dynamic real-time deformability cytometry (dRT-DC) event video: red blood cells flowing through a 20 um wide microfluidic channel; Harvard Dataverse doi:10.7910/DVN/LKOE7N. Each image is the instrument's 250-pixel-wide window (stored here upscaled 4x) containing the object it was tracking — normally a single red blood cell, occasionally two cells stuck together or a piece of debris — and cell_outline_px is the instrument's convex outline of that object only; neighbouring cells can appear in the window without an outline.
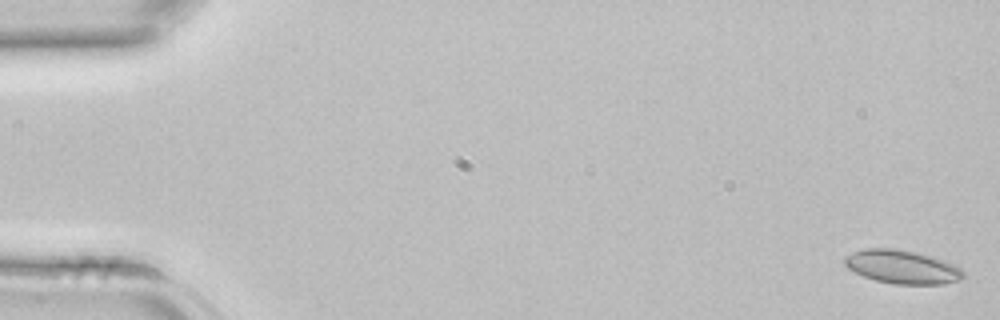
{"species": "common noctule bat (a hibernating species)", "species_latin": "Nyctalus noctula", "temperature_condition": "room temperature", "stored_images_in_passage": 44, "camera_frame_rate_fps": 3000, "um_per_image_px": 0.085, "animal": {"sex": "female", "body_mass_g": 22.7, "forearm_length_mm": 54.2}, "frame": {"image": 1, "passage_image": 1, "time_ms": 0.0, "image_size_px": [1000, 320], "cell_outline_px": [[964, 276], [960, 280], [944, 284], [892, 284], [876, 280], [864, 276], [848, 268], [844, 264], [844, 256], [852, 252], [864, 248], [892, 248], [916, 252], [932, 256], [952, 264], [960, 268], [964, 272]], "centroid_in_image_um": [76.67, 22.68], "position_along_channel_um": 8.3, "area_um2": 23.18}}
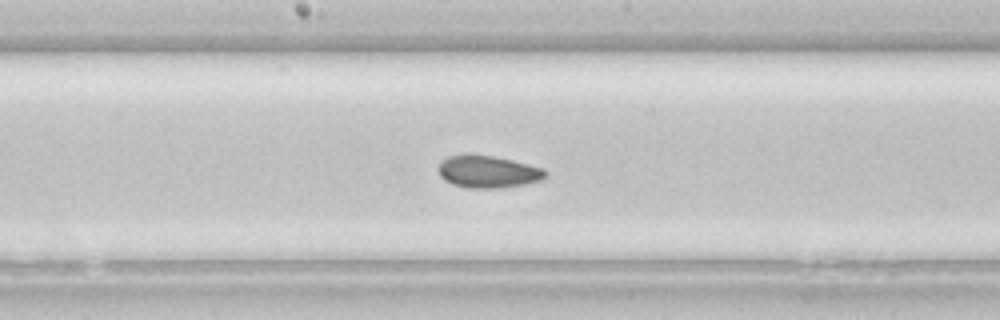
{"frame": {"image": 2, "passage_image": 23, "time_ms": 7.333, "image_size_px": [1000, 320], "cell_outline_px": [[548, 176], [540, 180], [524, 184], [500, 188], [468, 188], [452, 184], [444, 180], [440, 176], [440, 160], [448, 156], [492, 156], [512, 160], [544, 168], [548, 172]], "centroid_in_image_um": [41.52, 14.62], "position_along_channel_um": 206.7, "area_um2": 19.83}}
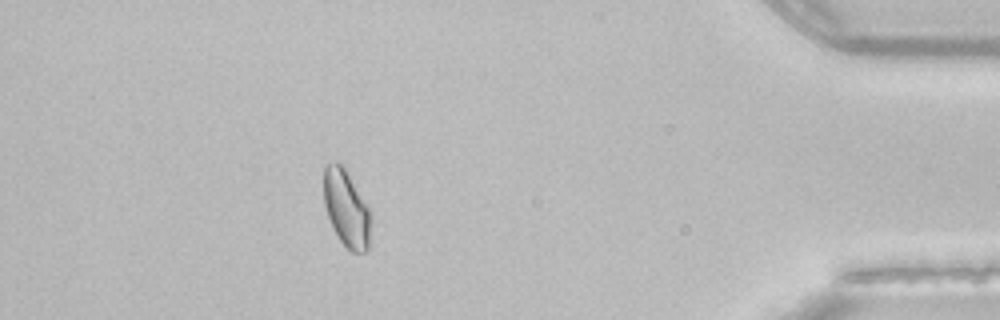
{"frame": {"image": 3, "passage_image": 39, "time_ms": 12.667, "image_size_px": [1000, 320], "cell_outline_px": [[372, 220], [368, 248], [364, 252], [348, 252], [344, 248], [328, 216], [324, 204], [324, 168], [328, 164], [336, 160], [344, 164], [368, 204], [372, 212]], "centroid_in_image_um": [29.49, 17.69], "position_along_channel_um": 405.7, "area_um2": 21.79}}